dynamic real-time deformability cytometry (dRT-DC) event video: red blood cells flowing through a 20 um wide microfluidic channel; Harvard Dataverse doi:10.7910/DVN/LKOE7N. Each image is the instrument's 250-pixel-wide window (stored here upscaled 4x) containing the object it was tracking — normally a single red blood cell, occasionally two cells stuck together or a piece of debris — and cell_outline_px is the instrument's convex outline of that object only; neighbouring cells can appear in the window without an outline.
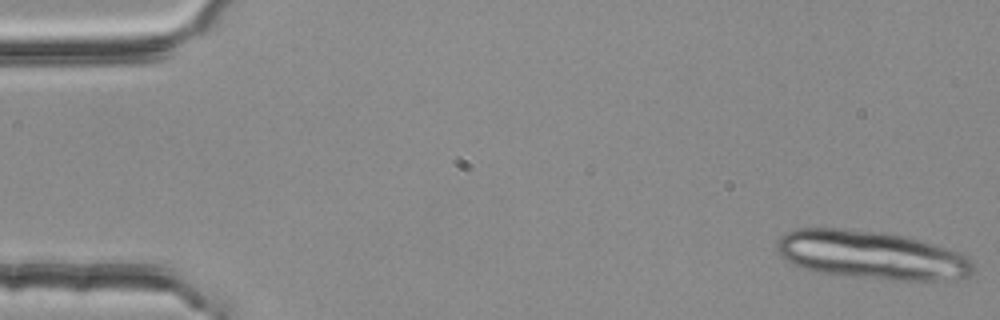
{"species": "common noctule bat (a hibernating species)", "species_latin": "Nyctalus noctula", "temperature_condition": "room temperature", "stored_images_in_passage": 14, "camera_frame_rate_fps": 3000, "um_per_image_px": 0.085, "animal": {"sex": "female", "body_mass_g": 25.1}, "frame": {"image": 1, "passage_image": 1, "time_ms": 0.0, "image_size_px": [1000, 320], "cell_outline_px": [[976, 268], [968, 276], [948, 280], [892, 280], [824, 272], [804, 268], [780, 256], [776, 248], [776, 240], [780, 236], [796, 228], [840, 228], [884, 232], [908, 236], [948, 248], [968, 256], [972, 260]], "centroid_in_image_um": [74.13, 21.66], "position_along_channel_um": 10.9, "area_um2": 55.2}}